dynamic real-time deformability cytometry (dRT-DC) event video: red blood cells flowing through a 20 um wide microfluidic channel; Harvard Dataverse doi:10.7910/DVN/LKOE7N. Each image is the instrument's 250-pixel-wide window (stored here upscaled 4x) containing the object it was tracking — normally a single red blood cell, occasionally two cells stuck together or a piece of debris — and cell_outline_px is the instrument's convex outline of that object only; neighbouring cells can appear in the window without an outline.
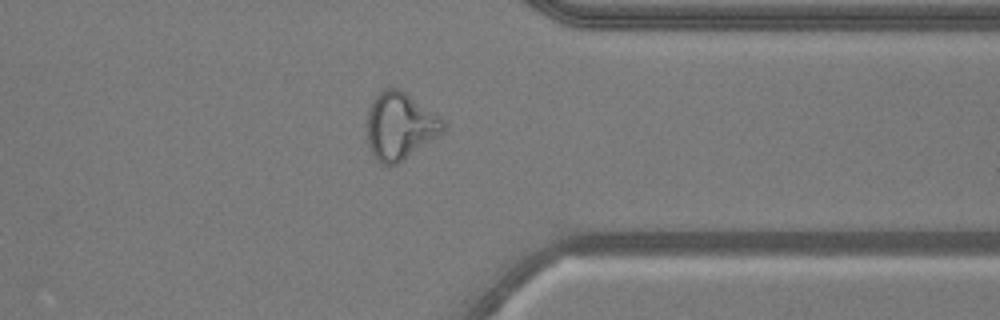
{"species": "common noctule bat (a hibernating species)", "species_latin": "Nyctalus noctula", "temperature_condition": "warm", "stored_images_in_passage": 39, "camera_frame_rate_fps": 3000, "um_per_image_px": 0.085, "animal": {"sex": "male", "body_mass_g": 20.5, "forearm_length_mm": 52.5}, "frame": {"image": 1, "passage_image": 28, "time_ms": 9.0, "image_size_px": [1000, 320], "cell_outline_px": [[444, 132], [440, 136], [396, 164], [388, 168], [380, 164], [376, 160], [368, 144], [368, 108], [372, 100], [384, 88], [400, 88], [440, 116], [444, 120]], "centroid_in_image_um": [34.01, 10.72], "position_along_channel_um": 377.4, "area_um2": 30.0}}